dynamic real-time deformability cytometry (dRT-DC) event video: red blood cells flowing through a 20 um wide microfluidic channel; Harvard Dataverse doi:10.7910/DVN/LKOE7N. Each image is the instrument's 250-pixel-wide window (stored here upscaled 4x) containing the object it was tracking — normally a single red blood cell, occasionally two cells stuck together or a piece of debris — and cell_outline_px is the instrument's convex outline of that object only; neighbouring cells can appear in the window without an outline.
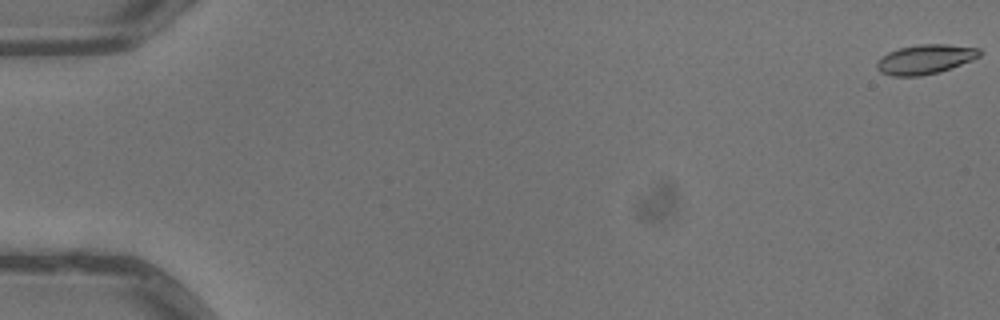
{"species": "common noctule bat (a hibernating species)", "species_latin": "Nyctalus noctula", "temperature_condition": "warm", "stored_images_in_passage": 7, "camera_frame_rate_fps": 3000, "um_per_image_px": 0.085, "animal": {"sex": "male", "body_mass_g": 13.3}, "frame": {"image": 1, "passage_image": 1, "time_ms": 0.0, "image_size_px": [1000, 320], "cell_outline_px": [[980, 56], [972, 60], [940, 72], [920, 76], [892, 76], [880, 72], [876, 68], [876, 60], [880, 56], [888, 52], [900, 48], [920, 44], [948, 44], [980, 48]], "centroid_in_image_um": [78.61, 5.04], "position_along_channel_um": 6.4, "area_um2": 17.8}}
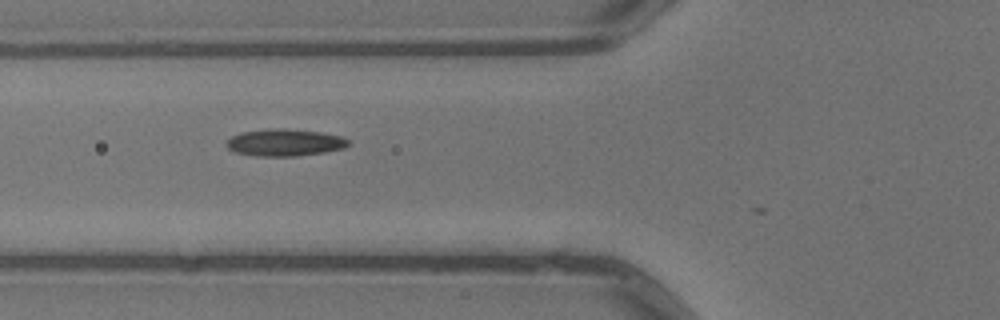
{"frame": {"image": 2, "passage_image": 6, "time_ms": 1.667, "image_size_px": [1000, 320], "cell_outline_px": [[348, 144], [344, 148], [324, 152], [296, 156], [256, 156], [236, 152], [228, 148], [224, 144], [232, 136], [240, 132], [268, 128], [284, 128], [320, 132], [340, 136], [348, 140]], "centroid_in_image_um": [24.16, 12.11], "position_along_channel_um": 101.6, "area_um2": 19.19}}
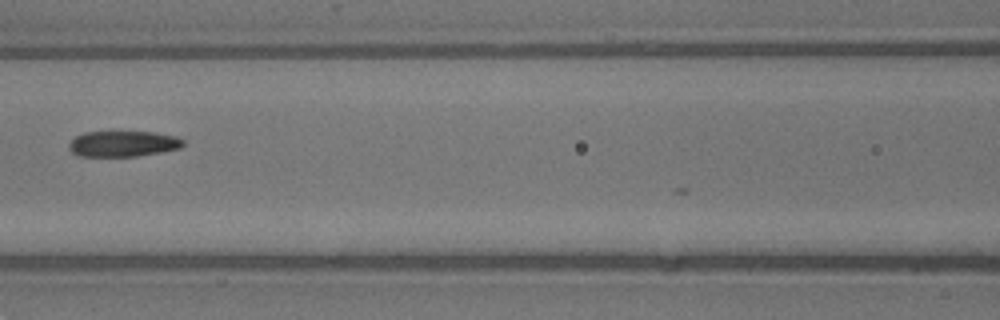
{"frame": {"image": 3, "passage_image": 7, "time_ms": 2.0, "image_size_px": [1000, 320], "cell_outline_px": [[184, 144], [180, 148], [160, 152], [136, 156], [80, 156], [72, 152], [68, 148], [68, 144], [76, 136], [84, 132], [112, 128], [152, 132], [176, 136], [184, 140]], "centroid_in_image_um": [10.42, 12.16], "position_along_channel_um": 156.2, "area_um2": 18.03}}